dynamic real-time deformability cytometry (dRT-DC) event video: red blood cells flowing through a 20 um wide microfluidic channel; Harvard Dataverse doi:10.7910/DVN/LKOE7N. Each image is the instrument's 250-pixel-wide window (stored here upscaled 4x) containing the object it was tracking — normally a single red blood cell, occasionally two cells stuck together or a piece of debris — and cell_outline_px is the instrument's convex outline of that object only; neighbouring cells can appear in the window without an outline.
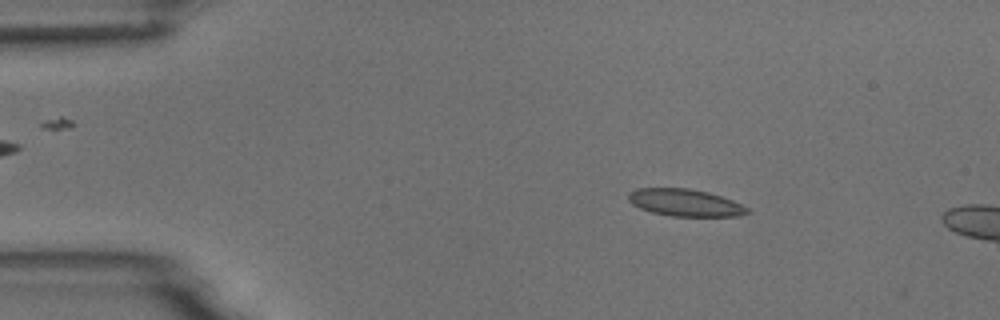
{"species": "common noctule bat (a hibernating species)", "species_latin": "Nyctalus noctula", "temperature_condition": "room temperature", "stored_images_in_passage": 4, "camera_frame_rate_fps": 3000, "um_per_image_px": 0.085, "animal": {"sex": "male", "body_mass_g": 18.8}, "frame": {"image": 1, "passage_image": 2, "time_ms": 1.333, "image_size_px": [1000, 320], "cell_outline_px": [[752, 212], [736, 216], [672, 216], [652, 212], [640, 208], [632, 204], [628, 200], [628, 192], [636, 188], [688, 188], [708, 192], [732, 200], [748, 208]], "centroid_in_image_um": [58.21, 17.22], "position_along_channel_um": 26.8, "area_um2": 18.79}}